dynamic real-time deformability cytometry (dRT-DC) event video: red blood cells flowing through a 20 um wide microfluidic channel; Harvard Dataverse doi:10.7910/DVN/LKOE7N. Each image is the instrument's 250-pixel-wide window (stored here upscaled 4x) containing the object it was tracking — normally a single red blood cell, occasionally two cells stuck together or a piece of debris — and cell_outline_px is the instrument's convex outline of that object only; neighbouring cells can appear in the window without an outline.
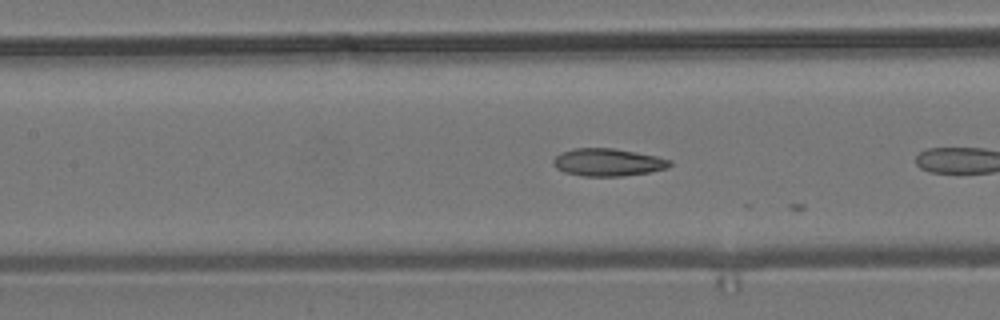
{"species": "common noctule bat (a hibernating species)", "species_latin": "Nyctalus noctula", "temperature_condition": "room temperature", "stored_images_in_passage": 7, "camera_frame_rate_fps": 3000, "um_per_image_px": 0.085, "animal": {"sex": "male", "body_mass_g": 19.2, "forearm_length_mm": 51.8}, "frame": {"image": 1, "passage_image": 6, "time_ms": 1.667, "image_size_px": [1000, 320], "cell_outline_px": [[672, 164], [668, 168], [648, 172], [624, 176], [584, 176], [564, 172], [556, 168], [552, 164], [552, 160], [560, 152], [572, 148], [612, 148], [636, 152], [656, 156], [672, 160]], "centroid_in_image_um": [51.65, 13.79], "position_along_channel_um": 155.8, "area_um2": 18.84}}